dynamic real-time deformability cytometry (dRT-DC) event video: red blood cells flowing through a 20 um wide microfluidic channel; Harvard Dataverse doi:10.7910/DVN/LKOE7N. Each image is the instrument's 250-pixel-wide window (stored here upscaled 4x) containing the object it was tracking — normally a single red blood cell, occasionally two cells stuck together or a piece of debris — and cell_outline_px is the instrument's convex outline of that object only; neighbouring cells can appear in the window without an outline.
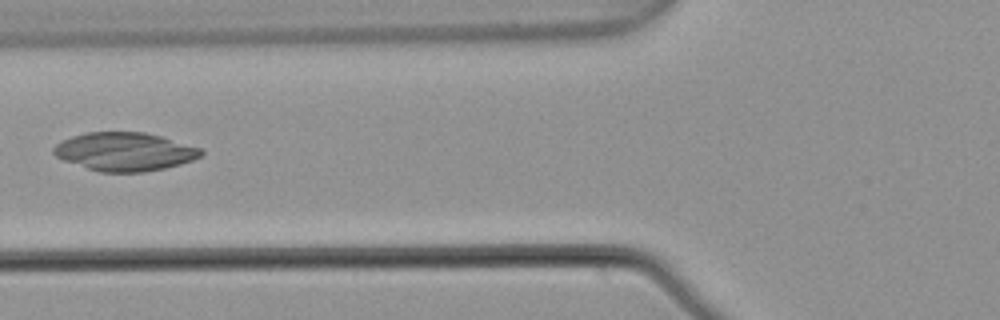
{"species": "common noctule bat (a hibernating species)", "species_latin": "Nyctalus noctula", "temperature_condition": "warm", "stored_images_in_passage": 6, "camera_frame_rate_fps": 3000, "um_per_image_px": 0.085, "animal": {"sex": "male", "body_mass_g": 21.5, "forearm_length_mm": 52.0}, "frame": {"image": 1, "passage_image": 5, "time_ms": 1.333, "image_size_px": [1000, 320], "cell_outline_px": [[204, 152], [200, 156], [192, 160], [180, 164], [164, 168], [144, 172], [100, 172], [64, 160], [56, 156], [52, 152], [52, 148], [60, 140], [72, 136], [88, 132], [144, 132], [160, 136], [200, 148]], "centroid_in_image_um": [10.57, 12.89], "position_along_channel_um": 115.2, "area_um2": 32.77}}
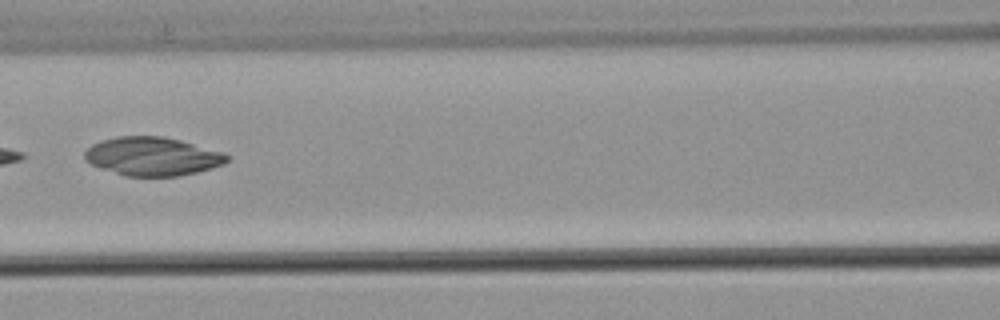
{"frame": {"image": 2, "passage_image": 6, "time_ms": 1.667, "image_size_px": [1000, 320], "cell_outline_px": [[228, 160], [224, 164], [212, 168], [196, 172], [176, 176], [124, 176], [100, 168], [84, 160], [84, 152], [92, 144], [100, 140], [116, 136], [164, 136], [180, 140], [224, 152], [228, 156]], "centroid_in_image_um": [12.93, 13.28], "position_along_channel_um": 153.7, "area_um2": 32.08}}